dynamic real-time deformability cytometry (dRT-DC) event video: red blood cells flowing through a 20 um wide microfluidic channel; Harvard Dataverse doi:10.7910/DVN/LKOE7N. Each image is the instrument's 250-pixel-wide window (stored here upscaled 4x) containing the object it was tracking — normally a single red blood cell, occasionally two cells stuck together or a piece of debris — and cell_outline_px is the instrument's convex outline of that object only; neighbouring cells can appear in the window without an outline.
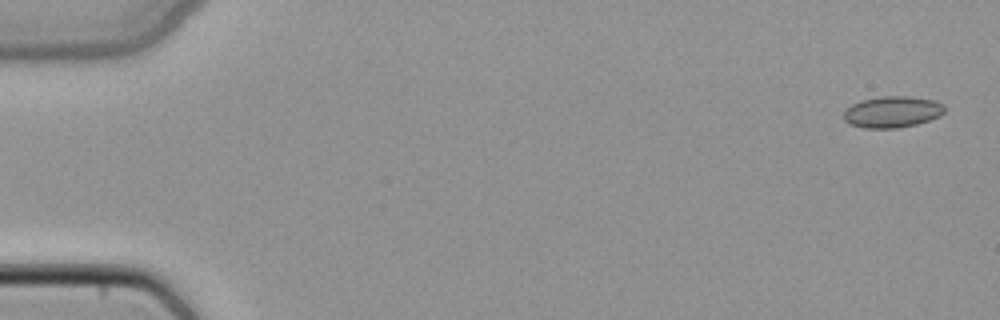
{"species": "common noctule bat (a hibernating species)", "species_latin": "Nyctalus noctula", "temperature_condition": "cold", "stored_images_in_passage": 48, "camera_frame_rate_fps": 3000, "um_per_image_px": 0.085, "animal": {"sex": "female", "body_mass_g": 22.7, "forearm_length_mm": 54.2}, "frame": {"image": 1, "passage_image": 1, "time_ms": 0.0, "image_size_px": [1000, 320], "cell_outline_px": [[944, 112], [940, 116], [916, 124], [896, 128], [864, 128], [848, 124], [844, 120], [844, 112], [852, 104], [860, 100], [884, 96], [912, 96], [936, 100], [944, 104]], "centroid_in_image_um": [75.86, 9.5], "position_along_channel_um": 9.1, "area_um2": 18.55}}
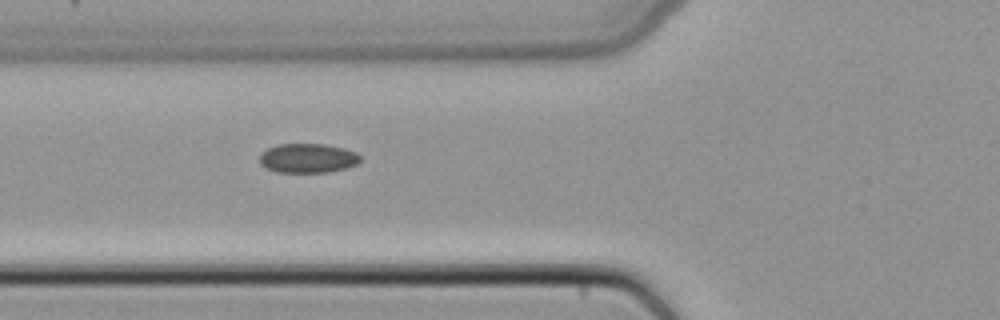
{"frame": {"image": 2, "passage_image": 18, "time_ms": 5.667, "image_size_px": [1000, 320], "cell_outline_px": [[360, 160], [356, 164], [344, 168], [328, 172], [276, 172], [264, 168], [260, 164], [260, 152], [276, 144], [324, 144], [344, 148], [356, 152], [360, 156]], "centroid_in_image_um": [26.11, 13.44], "position_along_channel_um": 99.7, "area_um2": 17.28}}
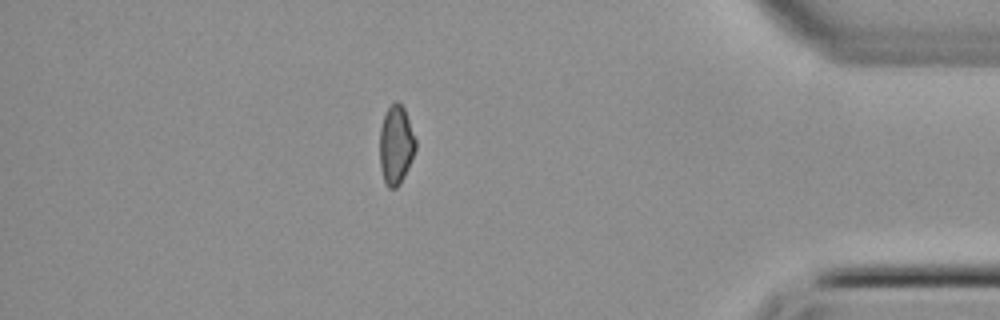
{"frame": {"image": 3, "passage_image": 42, "time_ms": 13.667, "image_size_px": [1000, 320], "cell_outline_px": [[416, 148], [408, 168], [400, 184], [396, 188], [388, 188], [384, 184], [380, 168], [380, 128], [384, 116], [388, 108], [396, 100], [404, 108], [416, 140]], "centroid_in_image_um": [33.65, 12.36], "position_along_channel_um": 401.6, "area_um2": 16.47}}